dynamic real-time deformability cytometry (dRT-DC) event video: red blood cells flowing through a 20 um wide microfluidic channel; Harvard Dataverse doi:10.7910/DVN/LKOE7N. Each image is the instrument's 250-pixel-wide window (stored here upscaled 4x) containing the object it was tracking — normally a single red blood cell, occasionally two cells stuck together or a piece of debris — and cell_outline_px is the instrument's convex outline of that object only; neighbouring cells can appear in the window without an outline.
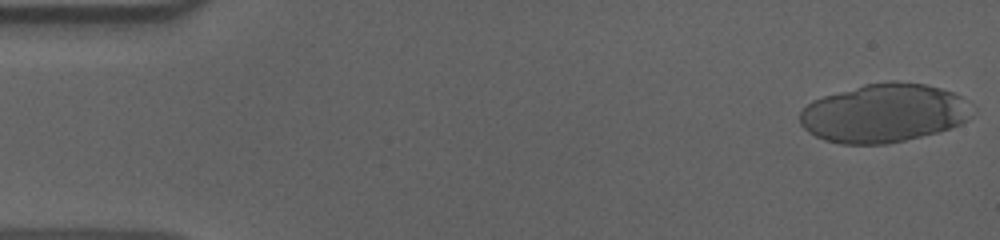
{"species": "human", "species_latin": "Homo sapiens", "temperature_condition": "cold", "stored_images_in_passage": 19, "camera_frame_rate_fps": 3000, "um_per_image_px": 0.085, "donor": {"sex": "male"}, "frame": {"image": 1, "passage_image": 1, "time_ms": 0.0, "image_size_px": [1000, 240], "cell_outline_px": [[972, 116], [968, 120], [960, 124], [940, 132], [888, 144], [840, 144], [824, 140], [808, 132], [800, 124], [800, 112], [812, 100], [824, 96], [864, 84], [892, 80], [896, 80], [924, 84], [940, 88], [952, 92], [960, 96]], "centroid_in_image_um": [75.09, 9.62], "position_along_channel_um": 9.9, "area_um2": 58.72}}